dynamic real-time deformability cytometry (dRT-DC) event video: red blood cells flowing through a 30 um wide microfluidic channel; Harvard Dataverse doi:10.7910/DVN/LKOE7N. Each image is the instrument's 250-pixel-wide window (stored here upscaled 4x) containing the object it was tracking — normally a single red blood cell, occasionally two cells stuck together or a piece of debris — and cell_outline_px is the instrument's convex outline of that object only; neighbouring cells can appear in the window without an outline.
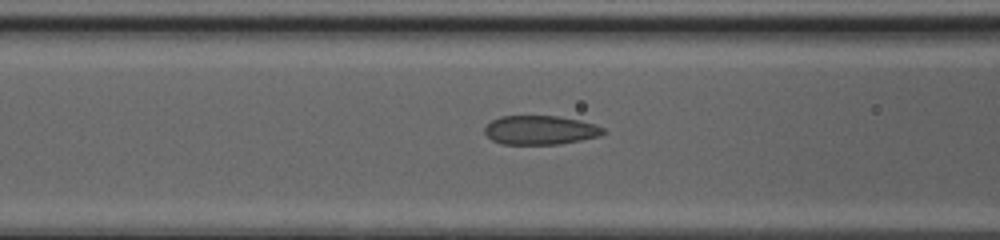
{"species": "common noctule bat (a hibernating species)", "species_latin": "Nyctalus noctula", "temperature_condition": "cold", "stored_images_in_passage": 30, "camera_frame_rate_fps": 3000, "um_per_image_px": 0.085, "animal": {"sex": "female", "body_mass_g": 20.0, "forearm_length_mm": 54.0}, "frame": {"image": 1, "passage_image": 7, "time_ms": 2.0, "image_size_px": [1000, 240], "cell_outline_px": [[608, 132], [600, 136], [560, 144], [500, 144], [492, 140], [484, 132], [484, 128], [492, 120], [500, 116], [556, 116], [580, 120], [596, 124], [604, 128]], "centroid_in_image_um": [45.95, 11.06], "position_along_channel_um": 120.6, "area_um2": 20.17}}
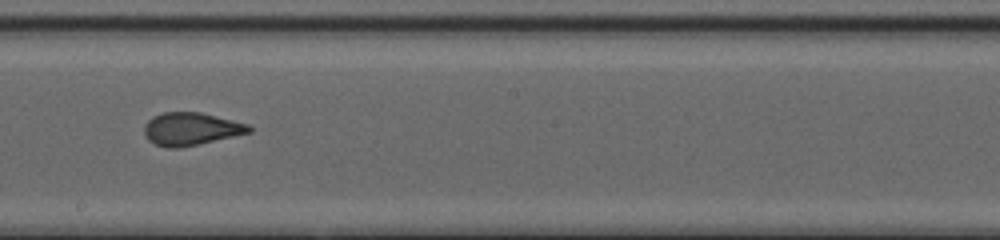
{"frame": {"image": 2, "passage_image": 15, "time_ms": 4.667, "image_size_px": [1000, 240], "cell_outline_px": [[252, 132], [180, 148], [168, 148], [156, 144], [148, 140], [144, 132], [144, 124], [152, 116], [164, 112], [200, 112], [248, 124], [252, 128]], "centroid_in_image_um": [16.21, 10.96], "position_along_channel_um": 232.0, "area_um2": 19.94}}
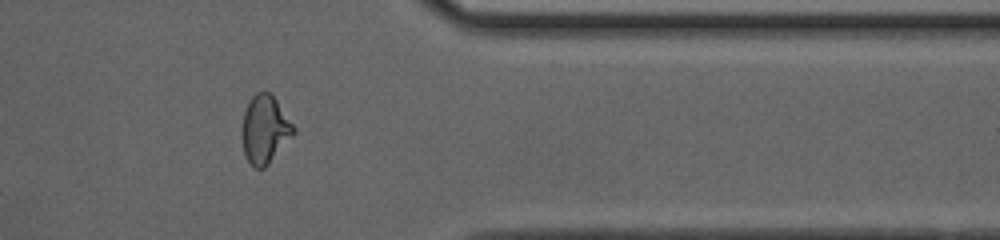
{"frame": {"image": 3, "passage_image": 27, "time_ms": 8.667, "image_size_px": [1000, 240], "cell_outline_px": [[296, 132], [268, 164], [264, 168], [256, 168], [248, 160], [244, 152], [244, 112], [248, 100], [256, 92], [264, 88], [272, 92], [296, 128]], "centroid_in_image_um": [22.56, 10.91], "position_along_channel_um": 388.8, "area_um2": 20.35}}